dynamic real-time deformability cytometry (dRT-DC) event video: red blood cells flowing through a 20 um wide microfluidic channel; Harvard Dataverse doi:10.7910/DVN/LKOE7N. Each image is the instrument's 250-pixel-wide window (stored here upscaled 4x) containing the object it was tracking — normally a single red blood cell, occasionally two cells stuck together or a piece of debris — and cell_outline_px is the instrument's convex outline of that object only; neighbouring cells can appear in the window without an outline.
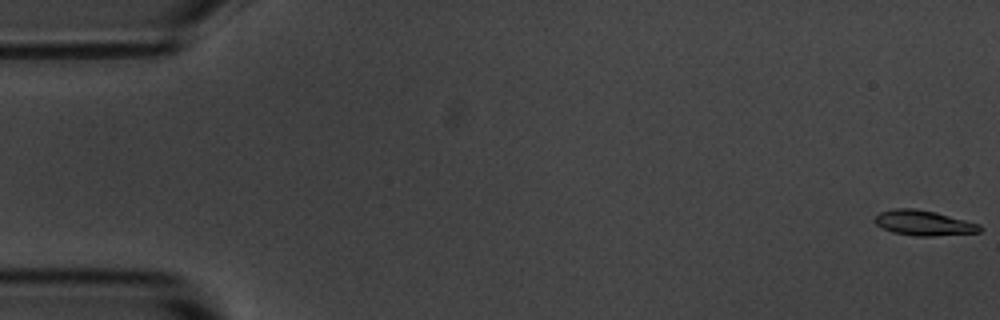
{"species": "common noctule bat (a hibernating species)", "species_latin": "Nyctalus noctula", "temperature_condition": "room temperature", "stored_images_in_passage": 6, "camera_frame_rate_fps": 3000, "um_per_image_px": 0.085, "animal": {"sex": "male", "body_mass_g": 20.1, "forearm_length_mm": 53.5}, "frame": {"image": 1, "passage_image": 1, "time_ms": 0.0, "image_size_px": [1000, 320], "cell_outline_px": [[984, 228], [980, 232], [932, 236], [916, 236], [892, 232], [876, 224], [876, 216], [880, 212], [896, 208], [912, 208], [936, 212], [980, 224]], "centroid_in_image_um": [78.56, 18.95], "position_along_channel_um": 6.4, "area_um2": 15.26}}
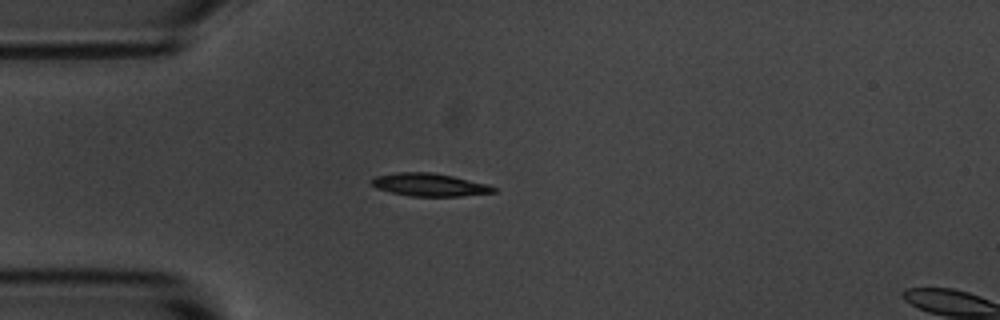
{"frame": {"image": 2, "passage_image": 5, "time_ms": 4.667, "image_size_px": [1000, 320], "cell_outline_px": [[496, 192], [460, 196], [412, 196], [392, 192], [376, 188], [368, 180], [376, 176], [396, 172], [432, 172], [452, 176], [488, 184], [496, 188]], "centroid_in_image_um": [36.49, 15.69], "position_along_channel_um": 48.5, "area_um2": 16.18}}